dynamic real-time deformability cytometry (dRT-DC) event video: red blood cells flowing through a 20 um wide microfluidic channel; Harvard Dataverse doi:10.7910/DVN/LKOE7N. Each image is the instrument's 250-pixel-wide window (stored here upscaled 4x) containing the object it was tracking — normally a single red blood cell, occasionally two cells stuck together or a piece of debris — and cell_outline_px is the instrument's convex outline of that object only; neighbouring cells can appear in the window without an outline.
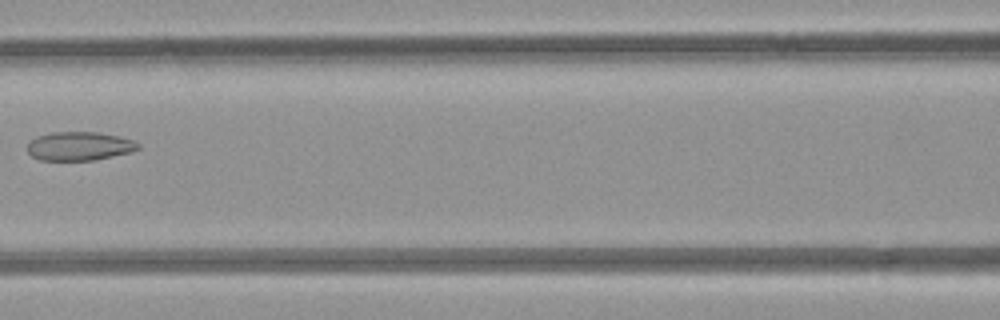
{"species": "common noctule bat (a hibernating species)", "species_latin": "Nyctalus noctula", "temperature_condition": "room temperature", "stored_images_in_passage": 9, "camera_frame_rate_fps": 3000, "um_per_image_px": 0.085, "animal": {"sex": "female", "body_mass_g": 21.9}, "frame": {"image": 1, "passage_image": 7, "time_ms": 7.0, "image_size_px": [1000, 320], "cell_outline_px": [[140, 148], [132, 152], [96, 160], [40, 160], [32, 156], [28, 152], [28, 140], [36, 136], [52, 132], [96, 132], [116, 136], [132, 140], [140, 144]], "centroid_in_image_um": [6.73, 12.42], "position_along_channel_um": 159.9, "area_um2": 18.61}}
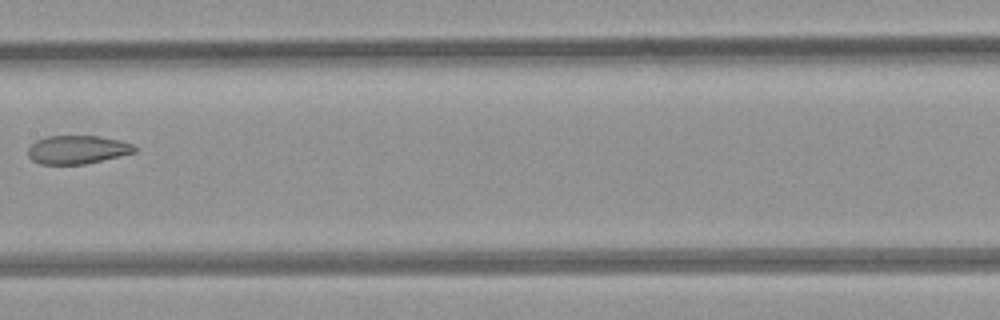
{"frame": {"image": 2, "passage_image": 8, "time_ms": 8.0, "image_size_px": [1000, 320], "cell_outline_px": [[136, 152], [84, 164], [40, 164], [32, 160], [28, 156], [28, 148], [36, 140], [48, 136], [100, 136], [120, 140], [132, 144], [136, 148]], "centroid_in_image_um": [6.56, 12.71], "position_along_channel_um": 200.8, "area_um2": 17.57}}
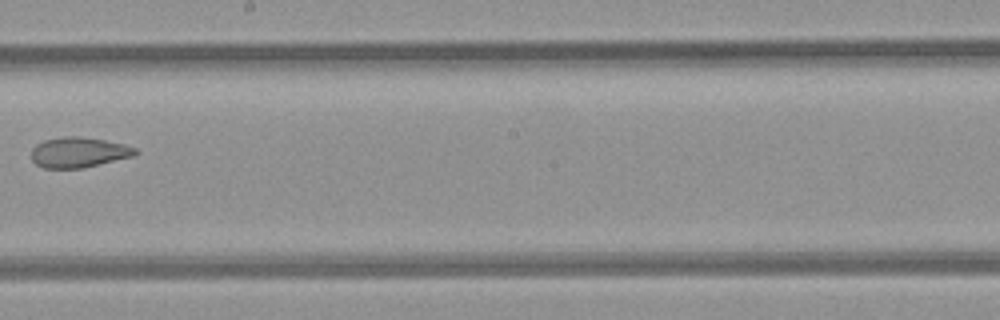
{"frame": {"image": 3, "passage_image": 9, "time_ms": 9.0, "image_size_px": [1000, 320], "cell_outline_px": [[140, 152], [136, 156], [84, 168], [44, 168], [36, 164], [32, 160], [32, 148], [36, 144], [44, 140], [64, 136], [80, 136], [104, 140], [124, 144], [136, 148]], "centroid_in_image_um": [6.73, 12.95], "position_along_channel_um": 241.5, "area_um2": 18.61}}